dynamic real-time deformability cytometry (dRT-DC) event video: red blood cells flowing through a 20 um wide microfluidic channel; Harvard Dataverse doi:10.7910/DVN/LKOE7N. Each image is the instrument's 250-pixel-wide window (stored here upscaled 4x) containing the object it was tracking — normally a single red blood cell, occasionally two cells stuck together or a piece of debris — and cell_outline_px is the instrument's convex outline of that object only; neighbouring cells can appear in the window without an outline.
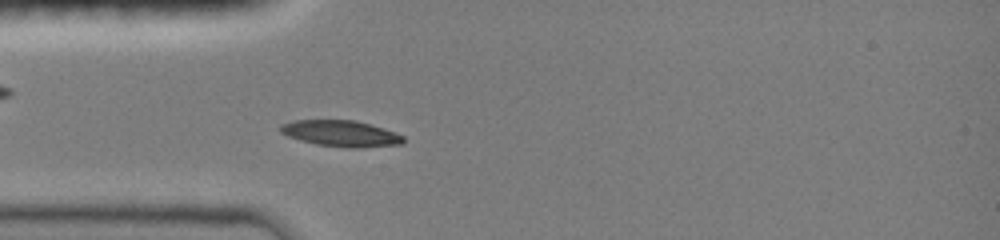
{"species": "common noctule bat (a hibernating species)", "species_latin": "Nyctalus noctula", "temperature_condition": "room temperature", "stored_images_in_passage": 42, "camera_frame_rate_fps": 3000, "um_per_image_px": 0.085, "animal": {"sex": "female", "body_mass_g": 19.0, "forearm_length_mm": 51.5}, "frame": {"image": 1, "passage_image": 11, "time_ms": 3.333, "image_size_px": [1000, 240], "cell_outline_px": [[404, 144], [360, 148], [348, 148], [316, 144], [300, 140], [288, 136], [280, 132], [280, 124], [292, 120], [356, 120], [384, 128], [396, 132], [404, 136]], "centroid_in_image_um": [29.0, 11.34], "position_along_channel_um": 56.0, "area_um2": 18.96}}
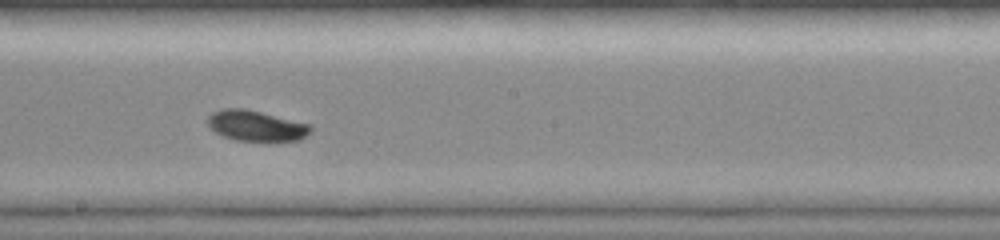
{"frame": {"image": 2, "passage_image": 24, "time_ms": 7.667, "image_size_px": [1000, 240], "cell_outline_px": [[312, 132], [300, 140], [264, 144], [236, 140], [224, 136], [208, 128], [208, 116], [212, 112], [220, 108], [244, 108], [312, 124]], "centroid_in_image_um": [21.82, 10.73], "position_along_channel_um": 226.4, "area_um2": 19.31}}
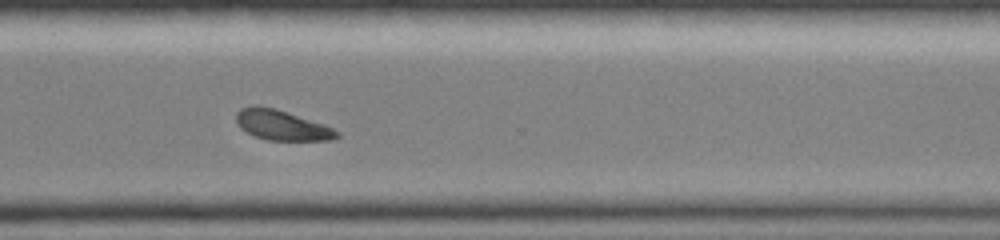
{"frame": {"image": 3, "passage_image": 33, "time_ms": 10.667, "image_size_px": [1000, 240], "cell_outline_px": [[340, 136], [336, 140], [268, 140], [256, 136], [240, 128], [236, 120], [236, 112], [240, 108], [256, 104], [276, 108], [324, 124], [340, 132]], "centroid_in_image_um": [23.96, 10.62], "position_along_channel_um": 346.6, "area_um2": 17.8}, "authors_computed_cell_mechanics": {"area_um2": 18.0047, "velocity_mm_per_s": 3.9859, "shape_relaxation_time_tau1_ms": 2.6277, "shape_relaxation_time_tau2_ms": null, "deformation_change_tau1": 0.1004, "deformation_change_tau2": null}}